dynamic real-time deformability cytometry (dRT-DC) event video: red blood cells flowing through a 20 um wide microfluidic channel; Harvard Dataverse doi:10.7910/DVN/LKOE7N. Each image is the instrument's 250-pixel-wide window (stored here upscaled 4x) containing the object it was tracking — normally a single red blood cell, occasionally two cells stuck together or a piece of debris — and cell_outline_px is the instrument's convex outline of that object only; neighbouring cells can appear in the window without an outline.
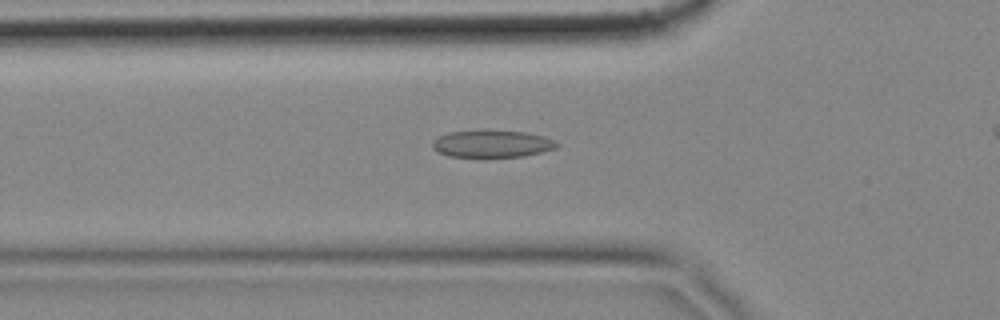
{"species": "common noctule bat (a hibernating species)", "species_latin": "Nyctalus noctula", "temperature_condition": "cold", "stored_images_in_passage": 43, "camera_frame_rate_fps": 3000, "um_per_image_px": 0.085, "animal": {"sex": "female", "body_mass_g": 18.4}, "frame": {"image": 1, "passage_image": 12, "time_ms": 3.667, "image_size_px": [1000, 320], "cell_outline_px": [[560, 144], [556, 148], [524, 156], [448, 156], [432, 148], [432, 140], [448, 132], [484, 128], [524, 132], [544, 136]], "centroid_in_image_um": [41.79, 12.18], "position_along_channel_um": 84.0, "area_um2": 19.94}}
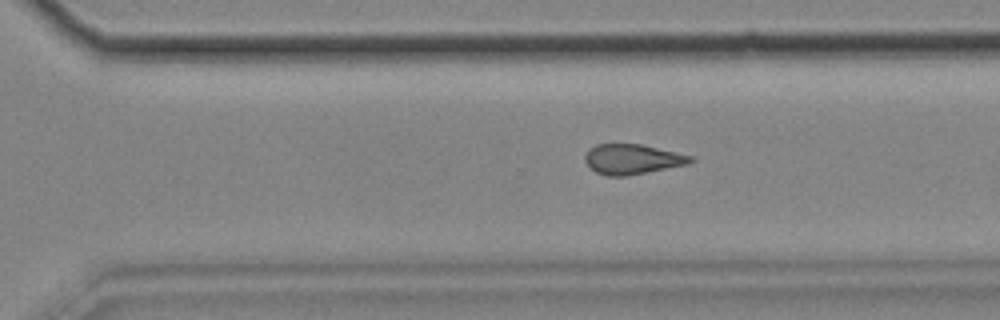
{"frame": {"image": 2, "passage_image": 32, "time_ms": 10.333, "image_size_px": [1000, 320], "cell_outline_px": [[696, 160], [688, 164], [624, 176], [608, 176], [596, 172], [584, 160], [584, 156], [588, 148], [596, 144], [640, 144], [692, 156]], "centroid_in_image_um": [53.72, 13.52], "position_along_channel_um": 316.9, "area_um2": 18.26}}
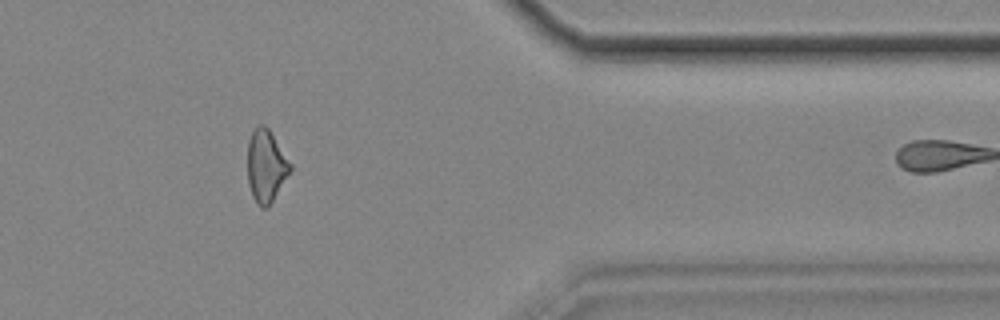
{"frame": {"image": 3, "passage_image": 40, "time_ms": 13.0, "image_size_px": [1000, 320], "cell_outline_px": [[292, 168], [268, 208], [260, 208], [256, 204], [252, 196], [248, 184], [248, 140], [256, 124], [264, 124], [268, 128], [292, 164]], "centroid_in_image_um": [22.6, 14.11], "position_along_channel_um": 388.8, "area_um2": 18.09}, "authors_computed_cell_mechanics": {"area_um2": 18.6694, "velocity_mm_per_s": 3.4962, "shape_relaxation_time_tau1_ms": null, "shape_relaxation_time_tau2_ms": 5.9876, "deformation_change_tau1": null, "deformation_change_tau2": 0.1473}}